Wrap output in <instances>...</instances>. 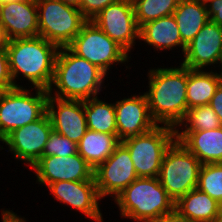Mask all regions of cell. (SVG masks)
I'll use <instances>...</instances> for the list:
<instances>
[{
    "mask_svg": "<svg viewBox=\"0 0 222 222\" xmlns=\"http://www.w3.org/2000/svg\"><path fill=\"white\" fill-rule=\"evenodd\" d=\"M216 68L217 69H213V70L216 72L218 71L217 73L222 77V48H221V53H220V57H219L217 65H216Z\"/></svg>",
    "mask_w": 222,
    "mask_h": 222,
    "instance_id": "cell-38",
    "label": "cell"
},
{
    "mask_svg": "<svg viewBox=\"0 0 222 222\" xmlns=\"http://www.w3.org/2000/svg\"><path fill=\"white\" fill-rule=\"evenodd\" d=\"M74 54L99 67L107 76L116 65L128 64L131 56L94 22L87 20L67 46Z\"/></svg>",
    "mask_w": 222,
    "mask_h": 222,
    "instance_id": "cell-6",
    "label": "cell"
},
{
    "mask_svg": "<svg viewBox=\"0 0 222 222\" xmlns=\"http://www.w3.org/2000/svg\"><path fill=\"white\" fill-rule=\"evenodd\" d=\"M130 3H134L136 0H127Z\"/></svg>",
    "mask_w": 222,
    "mask_h": 222,
    "instance_id": "cell-41",
    "label": "cell"
},
{
    "mask_svg": "<svg viewBox=\"0 0 222 222\" xmlns=\"http://www.w3.org/2000/svg\"><path fill=\"white\" fill-rule=\"evenodd\" d=\"M36 176V184L48 186L57 181H95L94 170L78 154L67 157H41L30 168Z\"/></svg>",
    "mask_w": 222,
    "mask_h": 222,
    "instance_id": "cell-14",
    "label": "cell"
},
{
    "mask_svg": "<svg viewBox=\"0 0 222 222\" xmlns=\"http://www.w3.org/2000/svg\"><path fill=\"white\" fill-rule=\"evenodd\" d=\"M153 222H192L183 215H181L176 209L170 213L163 214L160 218Z\"/></svg>",
    "mask_w": 222,
    "mask_h": 222,
    "instance_id": "cell-34",
    "label": "cell"
},
{
    "mask_svg": "<svg viewBox=\"0 0 222 222\" xmlns=\"http://www.w3.org/2000/svg\"><path fill=\"white\" fill-rule=\"evenodd\" d=\"M47 114L53 130L76 144L87 131L85 100L60 99L48 95Z\"/></svg>",
    "mask_w": 222,
    "mask_h": 222,
    "instance_id": "cell-17",
    "label": "cell"
},
{
    "mask_svg": "<svg viewBox=\"0 0 222 222\" xmlns=\"http://www.w3.org/2000/svg\"><path fill=\"white\" fill-rule=\"evenodd\" d=\"M173 16L185 45L191 42L210 20L205 3L199 0H179Z\"/></svg>",
    "mask_w": 222,
    "mask_h": 222,
    "instance_id": "cell-24",
    "label": "cell"
},
{
    "mask_svg": "<svg viewBox=\"0 0 222 222\" xmlns=\"http://www.w3.org/2000/svg\"><path fill=\"white\" fill-rule=\"evenodd\" d=\"M39 36L67 47L87 21L80 9L58 0H36Z\"/></svg>",
    "mask_w": 222,
    "mask_h": 222,
    "instance_id": "cell-9",
    "label": "cell"
},
{
    "mask_svg": "<svg viewBox=\"0 0 222 222\" xmlns=\"http://www.w3.org/2000/svg\"><path fill=\"white\" fill-rule=\"evenodd\" d=\"M221 48L222 27L209 20L180 54V64L189 69H216Z\"/></svg>",
    "mask_w": 222,
    "mask_h": 222,
    "instance_id": "cell-15",
    "label": "cell"
},
{
    "mask_svg": "<svg viewBox=\"0 0 222 222\" xmlns=\"http://www.w3.org/2000/svg\"><path fill=\"white\" fill-rule=\"evenodd\" d=\"M118 0H81L80 11L86 20H92L108 5Z\"/></svg>",
    "mask_w": 222,
    "mask_h": 222,
    "instance_id": "cell-30",
    "label": "cell"
},
{
    "mask_svg": "<svg viewBox=\"0 0 222 222\" xmlns=\"http://www.w3.org/2000/svg\"><path fill=\"white\" fill-rule=\"evenodd\" d=\"M11 1H23V0H0V4L11 2Z\"/></svg>",
    "mask_w": 222,
    "mask_h": 222,
    "instance_id": "cell-39",
    "label": "cell"
},
{
    "mask_svg": "<svg viewBox=\"0 0 222 222\" xmlns=\"http://www.w3.org/2000/svg\"><path fill=\"white\" fill-rule=\"evenodd\" d=\"M6 50L15 87L50 88L59 50L57 45L40 36L15 38L7 41ZM24 81L28 86L20 84Z\"/></svg>",
    "mask_w": 222,
    "mask_h": 222,
    "instance_id": "cell-2",
    "label": "cell"
},
{
    "mask_svg": "<svg viewBox=\"0 0 222 222\" xmlns=\"http://www.w3.org/2000/svg\"><path fill=\"white\" fill-rule=\"evenodd\" d=\"M209 105L213 108V110L218 115L219 121L222 125V82L216 89L213 97L211 98Z\"/></svg>",
    "mask_w": 222,
    "mask_h": 222,
    "instance_id": "cell-33",
    "label": "cell"
},
{
    "mask_svg": "<svg viewBox=\"0 0 222 222\" xmlns=\"http://www.w3.org/2000/svg\"><path fill=\"white\" fill-rule=\"evenodd\" d=\"M106 77L96 65L77 56L68 47H60L48 95L83 101L97 97L103 88H107L104 84Z\"/></svg>",
    "mask_w": 222,
    "mask_h": 222,
    "instance_id": "cell-3",
    "label": "cell"
},
{
    "mask_svg": "<svg viewBox=\"0 0 222 222\" xmlns=\"http://www.w3.org/2000/svg\"><path fill=\"white\" fill-rule=\"evenodd\" d=\"M113 201L119 210V217L135 222H153L175 209L174 200L158 177H138Z\"/></svg>",
    "mask_w": 222,
    "mask_h": 222,
    "instance_id": "cell-4",
    "label": "cell"
},
{
    "mask_svg": "<svg viewBox=\"0 0 222 222\" xmlns=\"http://www.w3.org/2000/svg\"><path fill=\"white\" fill-rule=\"evenodd\" d=\"M175 209L192 222H215L222 212V205L195 188L175 202Z\"/></svg>",
    "mask_w": 222,
    "mask_h": 222,
    "instance_id": "cell-21",
    "label": "cell"
},
{
    "mask_svg": "<svg viewBox=\"0 0 222 222\" xmlns=\"http://www.w3.org/2000/svg\"><path fill=\"white\" fill-rule=\"evenodd\" d=\"M120 143L118 135L87 129L85 135L77 144L78 154L94 170L111 156Z\"/></svg>",
    "mask_w": 222,
    "mask_h": 222,
    "instance_id": "cell-23",
    "label": "cell"
},
{
    "mask_svg": "<svg viewBox=\"0 0 222 222\" xmlns=\"http://www.w3.org/2000/svg\"><path fill=\"white\" fill-rule=\"evenodd\" d=\"M35 91V92H33ZM48 90L15 87L0 91V142L15 129L47 113Z\"/></svg>",
    "mask_w": 222,
    "mask_h": 222,
    "instance_id": "cell-5",
    "label": "cell"
},
{
    "mask_svg": "<svg viewBox=\"0 0 222 222\" xmlns=\"http://www.w3.org/2000/svg\"><path fill=\"white\" fill-rule=\"evenodd\" d=\"M150 69V70H149ZM145 95L152 119L158 125L176 128L184 119L187 107V67L149 68ZM148 90V91H147Z\"/></svg>",
    "mask_w": 222,
    "mask_h": 222,
    "instance_id": "cell-1",
    "label": "cell"
},
{
    "mask_svg": "<svg viewBox=\"0 0 222 222\" xmlns=\"http://www.w3.org/2000/svg\"><path fill=\"white\" fill-rule=\"evenodd\" d=\"M7 39L5 37V34H4V31H3V28H2V25L0 23V48H5L6 45H7Z\"/></svg>",
    "mask_w": 222,
    "mask_h": 222,
    "instance_id": "cell-36",
    "label": "cell"
},
{
    "mask_svg": "<svg viewBox=\"0 0 222 222\" xmlns=\"http://www.w3.org/2000/svg\"><path fill=\"white\" fill-rule=\"evenodd\" d=\"M139 43L154 48V52L172 51L178 49L183 55L186 45L182 42L181 35L173 15L161 17L143 24L139 30ZM181 48V49H180Z\"/></svg>",
    "mask_w": 222,
    "mask_h": 222,
    "instance_id": "cell-19",
    "label": "cell"
},
{
    "mask_svg": "<svg viewBox=\"0 0 222 222\" xmlns=\"http://www.w3.org/2000/svg\"><path fill=\"white\" fill-rule=\"evenodd\" d=\"M178 2L179 0H136L133 7L138 27L161 17L173 15Z\"/></svg>",
    "mask_w": 222,
    "mask_h": 222,
    "instance_id": "cell-27",
    "label": "cell"
},
{
    "mask_svg": "<svg viewBox=\"0 0 222 222\" xmlns=\"http://www.w3.org/2000/svg\"><path fill=\"white\" fill-rule=\"evenodd\" d=\"M91 21L130 56L133 54V48L140 42V28L136 22L133 3L118 0L104 8Z\"/></svg>",
    "mask_w": 222,
    "mask_h": 222,
    "instance_id": "cell-11",
    "label": "cell"
},
{
    "mask_svg": "<svg viewBox=\"0 0 222 222\" xmlns=\"http://www.w3.org/2000/svg\"><path fill=\"white\" fill-rule=\"evenodd\" d=\"M87 129L118 135L115 114V102L93 97L85 100Z\"/></svg>",
    "mask_w": 222,
    "mask_h": 222,
    "instance_id": "cell-25",
    "label": "cell"
},
{
    "mask_svg": "<svg viewBox=\"0 0 222 222\" xmlns=\"http://www.w3.org/2000/svg\"><path fill=\"white\" fill-rule=\"evenodd\" d=\"M205 5L210 21L222 27V0H208Z\"/></svg>",
    "mask_w": 222,
    "mask_h": 222,
    "instance_id": "cell-32",
    "label": "cell"
},
{
    "mask_svg": "<svg viewBox=\"0 0 222 222\" xmlns=\"http://www.w3.org/2000/svg\"><path fill=\"white\" fill-rule=\"evenodd\" d=\"M47 189L60 205L64 204L94 222H105L95 181H57Z\"/></svg>",
    "mask_w": 222,
    "mask_h": 222,
    "instance_id": "cell-13",
    "label": "cell"
},
{
    "mask_svg": "<svg viewBox=\"0 0 222 222\" xmlns=\"http://www.w3.org/2000/svg\"><path fill=\"white\" fill-rule=\"evenodd\" d=\"M201 165L198 158L178 140L166 150L158 179L174 202L197 188Z\"/></svg>",
    "mask_w": 222,
    "mask_h": 222,
    "instance_id": "cell-8",
    "label": "cell"
},
{
    "mask_svg": "<svg viewBox=\"0 0 222 222\" xmlns=\"http://www.w3.org/2000/svg\"><path fill=\"white\" fill-rule=\"evenodd\" d=\"M58 1H61L64 4H67V5H70V6L80 9V1L81 0H58Z\"/></svg>",
    "mask_w": 222,
    "mask_h": 222,
    "instance_id": "cell-37",
    "label": "cell"
},
{
    "mask_svg": "<svg viewBox=\"0 0 222 222\" xmlns=\"http://www.w3.org/2000/svg\"><path fill=\"white\" fill-rule=\"evenodd\" d=\"M176 140L201 164L222 163V126L201 131H175Z\"/></svg>",
    "mask_w": 222,
    "mask_h": 222,
    "instance_id": "cell-20",
    "label": "cell"
},
{
    "mask_svg": "<svg viewBox=\"0 0 222 222\" xmlns=\"http://www.w3.org/2000/svg\"><path fill=\"white\" fill-rule=\"evenodd\" d=\"M115 101L116 125L120 141L144 134L158 124L152 119L144 92Z\"/></svg>",
    "mask_w": 222,
    "mask_h": 222,
    "instance_id": "cell-16",
    "label": "cell"
},
{
    "mask_svg": "<svg viewBox=\"0 0 222 222\" xmlns=\"http://www.w3.org/2000/svg\"><path fill=\"white\" fill-rule=\"evenodd\" d=\"M2 209H0L1 222H27V219L24 216H20V214L18 215L16 212L13 211V209Z\"/></svg>",
    "mask_w": 222,
    "mask_h": 222,
    "instance_id": "cell-35",
    "label": "cell"
},
{
    "mask_svg": "<svg viewBox=\"0 0 222 222\" xmlns=\"http://www.w3.org/2000/svg\"><path fill=\"white\" fill-rule=\"evenodd\" d=\"M78 153L77 144L69 138L52 130L46 142L42 157L60 156L67 157Z\"/></svg>",
    "mask_w": 222,
    "mask_h": 222,
    "instance_id": "cell-29",
    "label": "cell"
},
{
    "mask_svg": "<svg viewBox=\"0 0 222 222\" xmlns=\"http://www.w3.org/2000/svg\"><path fill=\"white\" fill-rule=\"evenodd\" d=\"M218 115L210 105L196 106L189 110L175 131H201L221 127Z\"/></svg>",
    "mask_w": 222,
    "mask_h": 222,
    "instance_id": "cell-26",
    "label": "cell"
},
{
    "mask_svg": "<svg viewBox=\"0 0 222 222\" xmlns=\"http://www.w3.org/2000/svg\"><path fill=\"white\" fill-rule=\"evenodd\" d=\"M93 177L100 198L110 196L112 201L138 178L130 152L122 143L94 169Z\"/></svg>",
    "mask_w": 222,
    "mask_h": 222,
    "instance_id": "cell-12",
    "label": "cell"
},
{
    "mask_svg": "<svg viewBox=\"0 0 222 222\" xmlns=\"http://www.w3.org/2000/svg\"><path fill=\"white\" fill-rule=\"evenodd\" d=\"M197 188L222 205V163L202 164Z\"/></svg>",
    "mask_w": 222,
    "mask_h": 222,
    "instance_id": "cell-28",
    "label": "cell"
},
{
    "mask_svg": "<svg viewBox=\"0 0 222 222\" xmlns=\"http://www.w3.org/2000/svg\"><path fill=\"white\" fill-rule=\"evenodd\" d=\"M52 130L50 118L46 113L40 119L10 132L0 142L2 144H0V151L8 150V153L13 154L15 161L25 164V168L31 167L42 157Z\"/></svg>",
    "mask_w": 222,
    "mask_h": 222,
    "instance_id": "cell-10",
    "label": "cell"
},
{
    "mask_svg": "<svg viewBox=\"0 0 222 222\" xmlns=\"http://www.w3.org/2000/svg\"><path fill=\"white\" fill-rule=\"evenodd\" d=\"M15 88L9 70V57L5 48H0V91Z\"/></svg>",
    "mask_w": 222,
    "mask_h": 222,
    "instance_id": "cell-31",
    "label": "cell"
},
{
    "mask_svg": "<svg viewBox=\"0 0 222 222\" xmlns=\"http://www.w3.org/2000/svg\"><path fill=\"white\" fill-rule=\"evenodd\" d=\"M215 222H222V212H221V214L218 216V218L215 220Z\"/></svg>",
    "mask_w": 222,
    "mask_h": 222,
    "instance_id": "cell-40",
    "label": "cell"
},
{
    "mask_svg": "<svg viewBox=\"0 0 222 222\" xmlns=\"http://www.w3.org/2000/svg\"><path fill=\"white\" fill-rule=\"evenodd\" d=\"M0 23L7 40L39 36L36 0L0 4Z\"/></svg>",
    "mask_w": 222,
    "mask_h": 222,
    "instance_id": "cell-18",
    "label": "cell"
},
{
    "mask_svg": "<svg viewBox=\"0 0 222 222\" xmlns=\"http://www.w3.org/2000/svg\"><path fill=\"white\" fill-rule=\"evenodd\" d=\"M199 1H202L203 3L207 2L208 0H199Z\"/></svg>",
    "mask_w": 222,
    "mask_h": 222,
    "instance_id": "cell-42",
    "label": "cell"
},
{
    "mask_svg": "<svg viewBox=\"0 0 222 222\" xmlns=\"http://www.w3.org/2000/svg\"><path fill=\"white\" fill-rule=\"evenodd\" d=\"M222 77L213 69H189L187 67V107L209 105Z\"/></svg>",
    "mask_w": 222,
    "mask_h": 222,
    "instance_id": "cell-22",
    "label": "cell"
},
{
    "mask_svg": "<svg viewBox=\"0 0 222 222\" xmlns=\"http://www.w3.org/2000/svg\"><path fill=\"white\" fill-rule=\"evenodd\" d=\"M176 140L175 128L157 125L152 130L126 138L121 143L130 152L138 177H158L166 150Z\"/></svg>",
    "mask_w": 222,
    "mask_h": 222,
    "instance_id": "cell-7",
    "label": "cell"
}]
</instances>
